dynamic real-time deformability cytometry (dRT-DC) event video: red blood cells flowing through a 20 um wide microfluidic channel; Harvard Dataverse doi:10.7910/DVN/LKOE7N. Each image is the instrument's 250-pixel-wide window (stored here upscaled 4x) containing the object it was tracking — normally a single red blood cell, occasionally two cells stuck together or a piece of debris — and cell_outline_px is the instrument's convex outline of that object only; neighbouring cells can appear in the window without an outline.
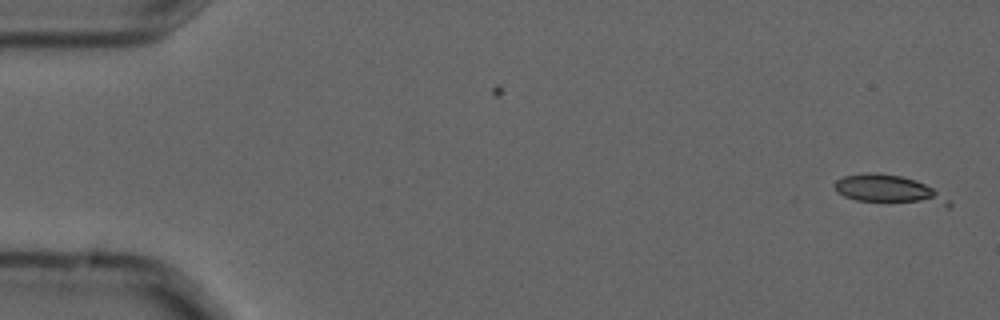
{"species": "common noctule bat (a hibernating species)", "species_latin": "Nyctalus noctula", "temperature_condition": "cold", "stored_images_in_passage": 5, "camera_frame_rate_fps": 3000, "um_per_image_px": 0.085, "animal": {"sex": "male", "forearm_length_mm": 52.5}, "frame": {"image": 1, "passage_image": 1, "time_ms": 0.0, "image_size_px": [1000, 320], "cell_outline_px": [[952, 204], [948, 208], [856, 200], [844, 196], [836, 192], [832, 184], [836, 180], [844, 176], [864, 172], [876, 172], [900, 176], [916, 180], [932, 188], [948, 200]], "centroid_in_image_um": [75.55, 16.15], "position_along_channel_um": 9.4, "area_um2": 19.48}}
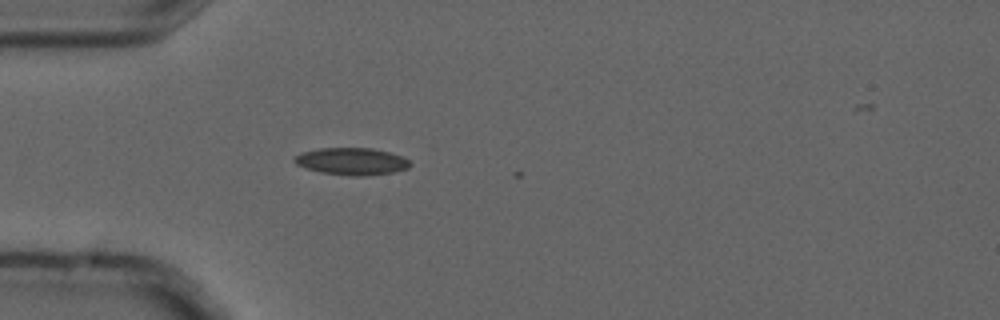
{"frame": {"image": 2, "passage_image": 5, "time_ms": 1.333, "image_size_px": [1000, 320], "cell_outline_px": [[412, 164], [408, 168], [392, 172], [364, 176], [352, 176], [320, 172], [296, 164], [292, 160], [300, 152], [320, 148], [372, 148], [388, 152], [400, 156], [408, 160]], "centroid_in_image_um": [29.87, 13.71], "position_along_channel_um": 55.1, "area_um2": 18.15}}